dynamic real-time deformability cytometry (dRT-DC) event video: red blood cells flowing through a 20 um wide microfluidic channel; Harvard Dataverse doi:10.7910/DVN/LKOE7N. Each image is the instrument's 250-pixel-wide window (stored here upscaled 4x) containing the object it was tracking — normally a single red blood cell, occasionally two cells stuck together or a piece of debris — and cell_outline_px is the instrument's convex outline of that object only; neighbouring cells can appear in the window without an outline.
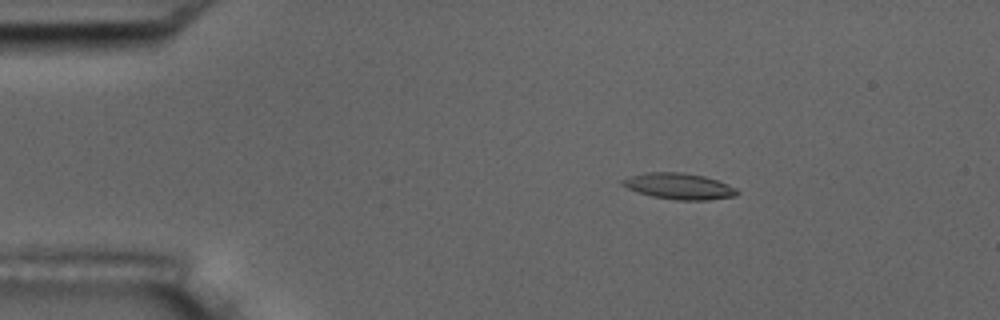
{"species": "common noctule bat (a hibernating species)", "species_latin": "Nyctalus noctula", "temperature_condition": "room temperature", "stored_images_in_passage": 5, "camera_frame_rate_fps": 3000, "um_per_image_px": 0.085, "animal": {"sex": "male", "body_mass_g": 17.5, "forearm_length_mm": 52.3}, "frame": {"image": 1, "passage_image": 3, "time_ms": 2.333, "image_size_px": [1000, 320], "cell_outline_px": [[740, 192], [736, 196], [708, 200], [676, 200], [652, 196], [628, 188], [620, 184], [620, 180], [644, 172], [680, 172], [704, 176], [728, 184], [736, 188]], "centroid_in_image_um": [57.74, 15.83], "position_along_channel_um": 27.3, "area_um2": 17.4}}
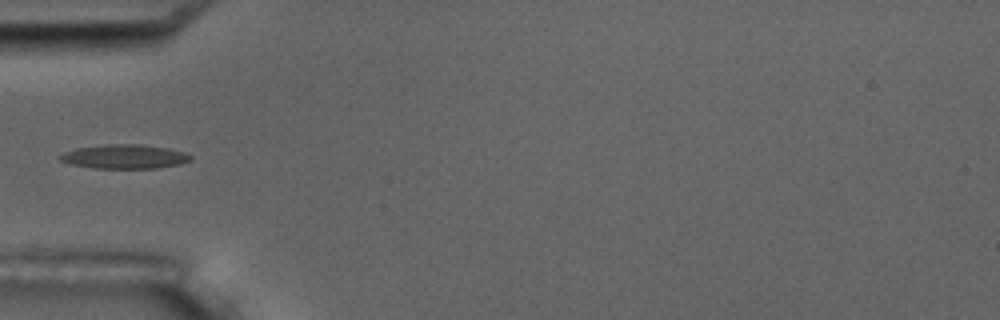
{"frame": {"image": 2, "passage_image": 5, "time_ms": 5.333, "image_size_px": [1000, 320], "cell_outline_px": [[192, 160], [180, 164], [156, 168], [92, 168], [68, 164], [60, 160], [56, 156], [64, 152], [76, 148], [104, 144], [140, 144], [168, 148], [184, 152], [192, 156]], "centroid_in_image_um": [10.54, 13.31], "position_along_channel_um": 74.5, "area_um2": 18.55}}